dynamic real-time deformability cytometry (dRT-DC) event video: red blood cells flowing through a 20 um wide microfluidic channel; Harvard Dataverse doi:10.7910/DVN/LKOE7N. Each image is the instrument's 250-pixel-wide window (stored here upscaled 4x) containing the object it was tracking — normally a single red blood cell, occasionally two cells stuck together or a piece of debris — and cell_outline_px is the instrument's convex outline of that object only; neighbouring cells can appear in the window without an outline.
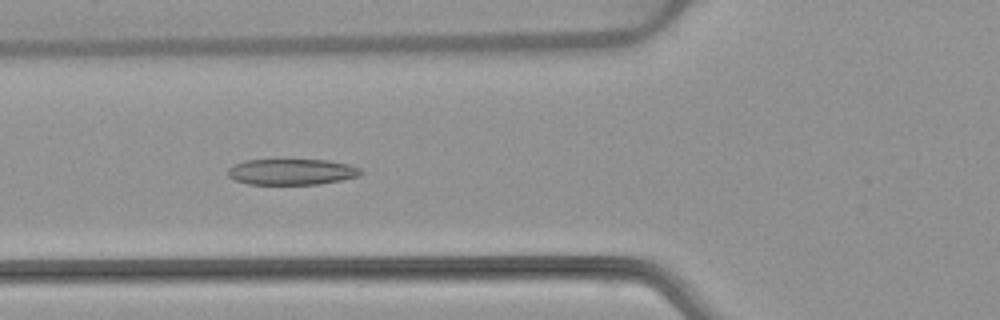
{"species": "common noctule bat (a hibernating species)", "species_latin": "Nyctalus noctula", "temperature_condition": "warm", "stored_images_in_passage": 54, "camera_frame_rate_fps": 3000, "um_per_image_px": 0.085, "animal": {"sex": "female", "body_mass_g": 22.7, "forearm_length_mm": 54.2}, "frame": {"image": 1, "passage_image": 20, "time_ms": 6.333, "image_size_px": [1000, 320], "cell_outline_px": [[364, 172], [360, 176], [320, 184], [248, 184], [236, 180], [228, 176], [228, 168], [232, 164], [244, 160], [328, 160], [348, 164], [360, 168]], "centroid_in_image_um": [24.8, 14.6], "position_along_channel_um": 101.0, "area_um2": 20.17}}
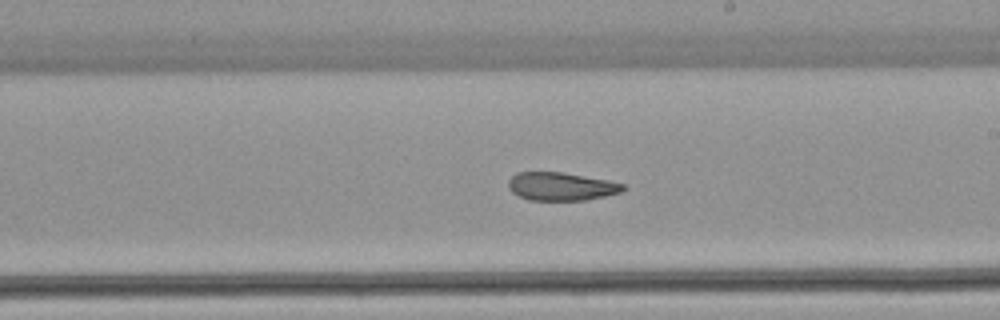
{"frame": {"image": 2, "passage_image": 31, "time_ms": 10.0, "image_size_px": [1000, 320], "cell_outline_px": [[628, 188], [620, 192], [604, 196], [584, 200], [528, 200], [512, 192], [508, 188], [508, 180], [516, 172], [564, 172], [608, 180], [624, 184]], "centroid_in_image_um": [47.69, 15.84], "position_along_channel_um": 241.3, "area_um2": 18.9}}
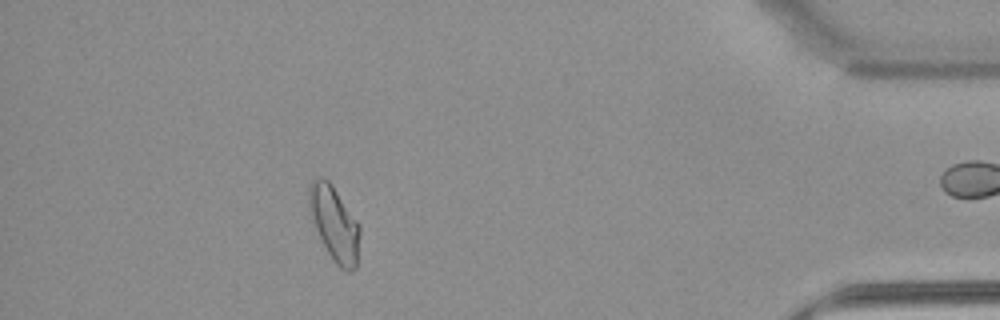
{"frame": {"image": 3, "passage_image": 48, "time_ms": 15.667, "image_size_px": [1000, 320], "cell_outline_px": [[360, 232], [356, 268], [352, 272], [344, 272], [336, 264], [328, 252], [308, 212], [308, 184], [316, 176], [324, 176], [332, 184], [360, 224]], "centroid_in_image_um": [28.41, 18.96], "position_along_channel_um": 406.8, "area_um2": 22.43}, "authors_computed_cell_mechanics": {"area_um2": 21.5016, "velocity_mm_per_s": 3.8191, "shape_relaxation_time_tau1_ms": null, "shape_relaxation_time_tau2_ms": 3.1822, "deformation_change_tau1": null, "deformation_change_tau2": 0.0955}}